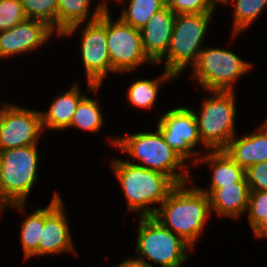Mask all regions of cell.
Wrapping results in <instances>:
<instances>
[{"label":"cell","mask_w":267,"mask_h":267,"mask_svg":"<svg viewBox=\"0 0 267 267\" xmlns=\"http://www.w3.org/2000/svg\"><path fill=\"white\" fill-rule=\"evenodd\" d=\"M185 184L173 187L153 217L194 248L210 217L211 207L206 193L197 186L184 188Z\"/></svg>","instance_id":"obj_1"},{"label":"cell","mask_w":267,"mask_h":267,"mask_svg":"<svg viewBox=\"0 0 267 267\" xmlns=\"http://www.w3.org/2000/svg\"><path fill=\"white\" fill-rule=\"evenodd\" d=\"M127 200V210L140 216H153L157 208L148 205L162 202L176 185L167 175L124 160H111Z\"/></svg>","instance_id":"obj_2"},{"label":"cell","mask_w":267,"mask_h":267,"mask_svg":"<svg viewBox=\"0 0 267 267\" xmlns=\"http://www.w3.org/2000/svg\"><path fill=\"white\" fill-rule=\"evenodd\" d=\"M37 144L0 151V210L25 212V202L37 179Z\"/></svg>","instance_id":"obj_3"},{"label":"cell","mask_w":267,"mask_h":267,"mask_svg":"<svg viewBox=\"0 0 267 267\" xmlns=\"http://www.w3.org/2000/svg\"><path fill=\"white\" fill-rule=\"evenodd\" d=\"M111 138L113 146L119 147L122 151L127 152L141 161L138 166L146 169L155 170L167 175L175 184L188 183V170L179 173L175 172L176 168L184 169L185 161L173 148H171L157 128L156 132H139L135 134ZM144 164V165H143ZM186 172V173H185Z\"/></svg>","instance_id":"obj_4"},{"label":"cell","mask_w":267,"mask_h":267,"mask_svg":"<svg viewBox=\"0 0 267 267\" xmlns=\"http://www.w3.org/2000/svg\"><path fill=\"white\" fill-rule=\"evenodd\" d=\"M189 248L192 249L181 237L167 229L153 216H141L136 258L147 263L151 260L162 267H181L189 256Z\"/></svg>","instance_id":"obj_5"},{"label":"cell","mask_w":267,"mask_h":267,"mask_svg":"<svg viewBox=\"0 0 267 267\" xmlns=\"http://www.w3.org/2000/svg\"><path fill=\"white\" fill-rule=\"evenodd\" d=\"M213 13L177 14L164 70L177 77L190 63L195 65Z\"/></svg>","instance_id":"obj_6"},{"label":"cell","mask_w":267,"mask_h":267,"mask_svg":"<svg viewBox=\"0 0 267 267\" xmlns=\"http://www.w3.org/2000/svg\"><path fill=\"white\" fill-rule=\"evenodd\" d=\"M213 96L205 99L200 116L195 118L201 144L211 150H224L235 136L234 120L236 104L234 91H212Z\"/></svg>","instance_id":"obj_7"},{"label":"cell","mask_w":267,"mask_h":267,"mask_svg":"<svg viewBox=\"0 0 267 267\" xmlns=\"http://www.w3.org/2000/svg\"><path fill=\"white\" fill-rule=\"evenodd\" d=\"M81 37V56L89 90L96 92L108 71L112 70L107 46V5L100 2Z\"/></svg>","instance_id":"obj_8"},{"label":"cell","mask_w":267,"mask_h":267,"mask_svg":"<svg viewBox=\"0 0 267 267\" xmlns=\"http://www.w3.org/2000/svg\"><path fill=\"white\" fill-rule=\"evenodd\" d=\"M251 66L231 51L207 47L199 53L192 77L199 81L204 91H233L232 84Z\"/></svg>","instance_id":"obj_9"},{"label":"cell","mask_w":267,"mask_h":267,"mask_svg":"<svg viewBox=\"0 0 267 267\" xmlns=\"http://www.w3.org/2000/svg\"><path fill=\"white\" fill-rule=\"evenodd\" d=\"M107 8V46L114 72H128L141 63H152L142 47L141 31L124 23L120 18L114 23Z\"/></svg>","instance_id":"obj_10"},{"label":"cell","mask_w":267,"mask_h":267,"mask_svg":"<svg viewBox=\"0 0 267 267\" xmlns=\"http://www.w3.org/2000/svg\"><path fill=\"white\" fill-rule=\"evenodd\" d=\"M42 129L40 111L4 104L0 108V151L36 145Z\"/></svg>","instance_id":"obj_11"},{"label":"cell","mask_w":267,"mask_h":267,"mask_svg":"<svg viewBox=\"0 0 267 267\" xmlns=\"http://www.w3.org/2000/svg\"><path fill=\"white\" fill-rule=\"evenodd\" d=\"M166 143L173 148L184 160L197 156L192 151L196 144L201 143L199 129L194 111L186 107L171 109L166 112L157 125Z\"/></svg>","instance_id":"obj_12"},{"label":"cell","mask_w":267,"mask_h":267,"mask_svg":"<svg viewBox=\"0 0 267 267\" xmlns=\"http://www.w3.org/2000/svg\"><path fill=\"white\" fill-rule=\"evenodd\" d=\"M65 215L62 199L55 192L50 204L44 208V227L40 237L38 256L74 250Z\"/></svg>","instance_id":"obj_13"},{"label":"cell","mask_w":267,"mask_h":267,"mask_svg":"<svg viewBox=\"0 0 267 267\" xmlns=\"http://www.w3.org/2000/svg\"><path fill=\"white\" fill-rule=\"evenodd\" d=\"M54 30L46 22L26 18L15 27L0 31V57L13 56L41 47Z\"/></svg>","instance_id":"obj_14"},{"label":"cell","mask_w":267,"mask_h":267,"mask_svg":"<svg viewBox=\"0 0 267 267\" xmlns=\"http://www.w3.org/2000/svg\"><path fill=\"white\" fill-rule=\"evenodd\" d=\"M176 14L166 5L140 29L142 47L152 64L161 63L169 48Z\"/></svg>","instance_id":"obj_15"},{"label":"cell","mask_w":267,"mask_h":267,"mask_svg":"<svg viewBox=\"0 0 267 267\" xmlns=\"http://www.w3.org/2000/svg\"><path fill=\"white\" fill-rule=\"evenodd\" d=\"M259 132L242 136H234L224 149L226 153L244 170L256 163L267 161V119Z\"/></svg>","instance_id":"obj_16"},{"label":"cell","mask_w":267,"mask_h":267,"mask_svg":"<svg viewBox=\"0 0 267 267\" xmlns=\"http://www.w3.org/2000/svg\"><path fill=\"white\" fill-rule=\"evenodd\" d=\"M196 161V162H195ZM200 162H208L211 168L212 182L210 190L201 189L208 196L217 188L223 185H233L236 182H247L245 170L240 167L225 150H212L206 155L193 161L197 164Z\"/></svg>","instance_id":"obj_17"},{"label":"cell","mask_w":267,"mask_h":267,"mask_svg":"<svg viewBox=\"0 0 267 267\" xmlns=\"http://www.w3.org/2000/svg\"><path fill=\"white\" fill-rule=\"evenodd\" d=\"M250 188L247 182H236L215 189L208 197L211 210L218 216L240 218L248 208Z\"/></svg>","instance_id":"obj_18"},{"label":"cell","mask_w":267,"mask_h":267,"mask_svg":"<svg viewBox=\"0 0 267 267\" xmlns=\"http://www.w3.org/2000/svg\"><path fill=\"white\" fill-rule=\"evenodd\" d=\"M84 96L80 94L78 83H75L70 90L56 97L48 111L40 112L43 128L53 130L68 128L77 105Z\"/></svg>","instance_id":"obj_19"},{"label":"cell","mask_w":267,"mask_h":267,"mask_svg":"<svg viewBox=\"0 0 267 267\" xmlns=\"http://www.w3.org/2000/svg\"><path fill=\"white\" fill-rule=\"evenodd\" d=\"M91 0H58L57 35H72L87 20Z\"/></svg>","instance_id":"obj_20"},{"label":"cell","mask_w":267,"mask_h":267,"mask_svg":"<svg viewBox=\"0 0 267 267\" xmlns=\"http://www.w3.org/2000/svg\"><path fill=\"white\" fill-rule=\"evenodd\" d=\"M162 78L155 80L150 79H141L137 80L131 84L128 88L127 96L128 101L136 107L143 109H151L154 103L156 102V98L158 95L159 87L166 80L173 78L174 76L167 72L163 71Z\"/></svg>","instance_id":"obj_21"},{"label":"cell","mask_w":267,"mask_h":267,"mask_svg":"<svg viewBox=\"0 0 267 267\" xmlns=\"http://www.w3.org/2000/svg\"><path fill=\"white\" fill-rule=\"evenodd\" d=\"M165 6L166 0H130L128 7L124 8L119 18L140 30L157 11Z\"/></svg>","instance_id":"obj_22"},{"label":"cell","mask_w":267,"mask_h":267,"mask_svg":"<svg viewBox=\"0 0 267 267\" xmlns=\"http://www.w3.org/2000/svg\"><path fill=\"white\" fill-rule=\"evenodd\" d=\"M21 225V244L25 259L38 256L40 237L44 227V208L35 210Z\"/></svg>","instance_id":"obj_23"},{"label":"cell","mask_w":267,"mask_h":267,"mask_svg":"<svg viewBox=\"0 0 267 267\" xmlns=\"http://www.w3.org/2000/svg\"><path fill=\"white\" fill-rule=\"evenodd\" d=\"M97 103L98 100L90 99L85 95L77 105L69 127L75 126L92 133L97 132L104 123Z\"/></svg>","instance_id":"obj_24"},{"label":"cell","mask_w":267,"mask_h":267,"mask_svg":"<svg viewBox=\"0 0 267 267\" xmlns=\"http://www.w3.org/2000/svg\"><path fill=\"white\" fill-rule=\"evenodd\" d=\"M234 8L233 39L252 24L267 6V0H236ZM234 34V35H233Z\"/></svg>","instance_id":"obj_25"},{"label":"cell","mask_w":267,"mask_h":267,"mask_svg":"<svg viewBox=\"0 0 267 267\" xmlns=\"http://www.w3.org/2000/svg\"><path fill=\"white\" fill-rule=\"evenodd\" d=\"M27 18L46 22L57 33L58 0H20Z\"/></svg>","instance_id":"obj_26"},{"label":"cell","mask_w":267,"mask_h":267,"mask_svg":"<svg viewBox=\"0 0 267 267\" xmlns=\"http://www.w3.org/2000/svg\"><path fill=\"white\" fill-rule=\"evenodd\" d=\"M26 18L20 0H0V31L9 30Z\"/></svg>","instance_id":"obj_27"},{"label":"cell","mask_w":267,"mask_h":267,"mask_svg":"<svg viewBox=\"0 0 267 267\" xmlns=\"http://www.w3.org/2000/svg\"><path fill=\"white\" fill-rule=\"evenodd\" d=\"M247 213L253 230L267 216V191H250Z\"/></svg>","instance_id":"obj_28"},{"label":"cell","mask_w":267,"mask_h":267,"mask_svg":"<svg viewBox=\"0 0 267 267\" xmlns=\"http://www.w3.org/2000/svg\"><path fill=\"white\" fill-rule=\"evenodd\" d=\"M166 5L177 15L187 13H214L206 0H166Z\"/></svg>","instance_id":"obj_29"},{"label":"cell","mask_w":267,"mask_h":267,"mask_svg":"<svg viewBox=\"0 0 267 267\" xmlns=\"http://www.w3.org/2000/svg\"><path fill=\"white\" fill-rule=\"evenodd\" d=\"M245 176L250 191H267V161L250 166Z\"/></svg>","instance_id":"obj_30"},{"label":"cell","mask_w":267,"mask_h":267,"mask_svg":"<svg viewBox=\"0 0 267 267\" xmlns=\"http://www.w3.org/2000/svg\"><path fill=\"white\" fill-rule=\"evenodd\" d=\"M117 267H153L152 264L145 262L139 258H129L119 264Z\"/></svg>","instance_id":"obj_31"},{"label":"cell","mask_w":267,"mask_h":267,"mask_svg":"<svg viewBox=\"0 0 267 267\" xmlns=\"http://www.w3.org/2000/svg\"><path fill=\"white\" fill-rule=\"evenodd\" d=\"M256 237H267V216L253 229L252 231Z\"/></svg>","instance_id":"obj_32"},{"label":"cell","mask_w":267,"mask_h":267,"mask_svg":"<svg viewBox=\"0 0 267 267\" xmlns=\"http://www.w3.org/2000/svg\"><path fill=\"white\" fill-rule=\"evenodd\" d=\"M206 1L213 9H215V5L217 3L227 4L229 2V0H206Z\"/></svg>","instance_id":"obj_33"}]
</instances>
